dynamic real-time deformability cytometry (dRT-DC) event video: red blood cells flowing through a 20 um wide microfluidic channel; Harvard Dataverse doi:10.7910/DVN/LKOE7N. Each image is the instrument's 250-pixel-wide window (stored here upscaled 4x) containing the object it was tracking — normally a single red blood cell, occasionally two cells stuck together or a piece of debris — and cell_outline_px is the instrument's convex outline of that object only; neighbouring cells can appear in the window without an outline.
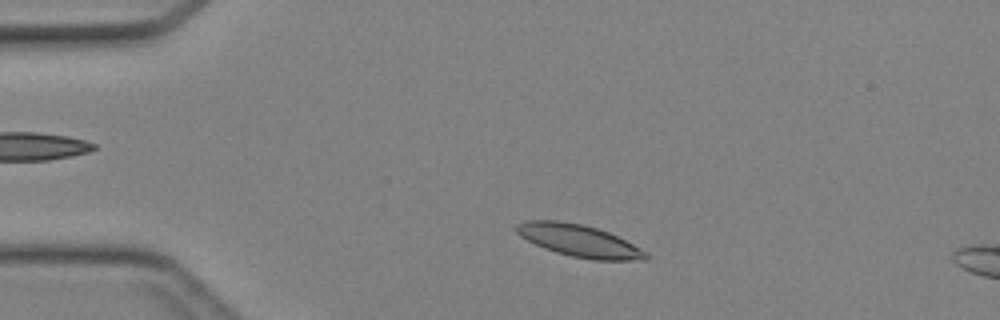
{"species": "Egyptian fruit bat (a non-hibernating species)", "species_latin": "Rousettus aegyptiacus", "temperature_condition": "cold", "stored_images_in_passage": 3, "camera_frame_rate_fps": 3000, "um_per_image_px": 0.085, "animal": {"sex": "female"}, "frame": {"image": 1, "passage_image": 1, "time_ms": 0.0, "image_size_px": [1000, 320], "cell_outline_px": [[648, 260], [592, 260], [572, 256], [556, 252], [544, 248], [520, 236], [512, 228], [516, 224], [524, 220], [556, 220], [580, 224], [596, 228], [608, 232], [648, 252]], "centroid_in_image_um": [49.19, 20.46], "position_along_channel_um": 35.8, "area_um2": 24.16}}